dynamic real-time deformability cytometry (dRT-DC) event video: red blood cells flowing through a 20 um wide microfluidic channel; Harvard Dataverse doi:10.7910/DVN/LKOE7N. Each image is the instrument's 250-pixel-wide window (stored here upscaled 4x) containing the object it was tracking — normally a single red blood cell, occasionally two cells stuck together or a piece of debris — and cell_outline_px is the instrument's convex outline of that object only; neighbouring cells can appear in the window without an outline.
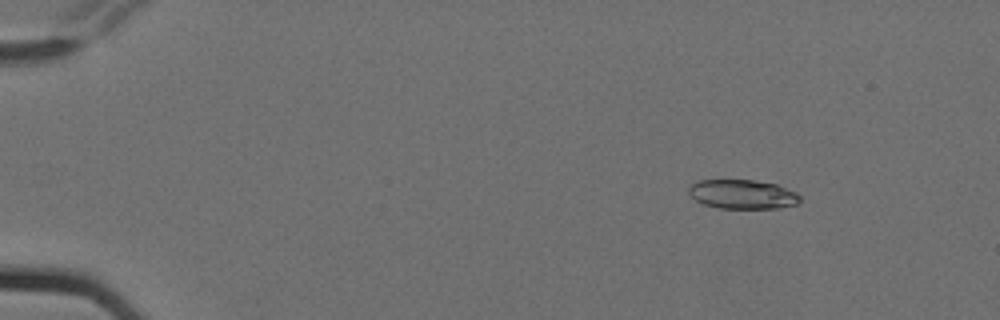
{"species": "Egyptian fruit bat (a non-hibernating species)", "species_latin": "Rousettus aegyptiacus", "temperature_condition": "cold", "stored_images_in_passage": 5, "camera_frame_rate_fps": 3000, "um_per_image_px": 0.085, "animal": {"sex": "female"}, "frame": {"image": 1, "passage_image": 3, "time_ms": 0.667, "image_size_px": [1000, 320], "cell_outline_px": [[800, 200], [796, 204], [780, 208], [720, 208], [704, 204], [696, 200], [688, 192], [688, 188], [692, 184], [700, 180], [752, 180], [776, 184], [796, 192], [800, 196]], "centroid_in_image_um": [63.12, 16.51], "position_along_channel_um": 21.9, "area_um2": 18.79}}
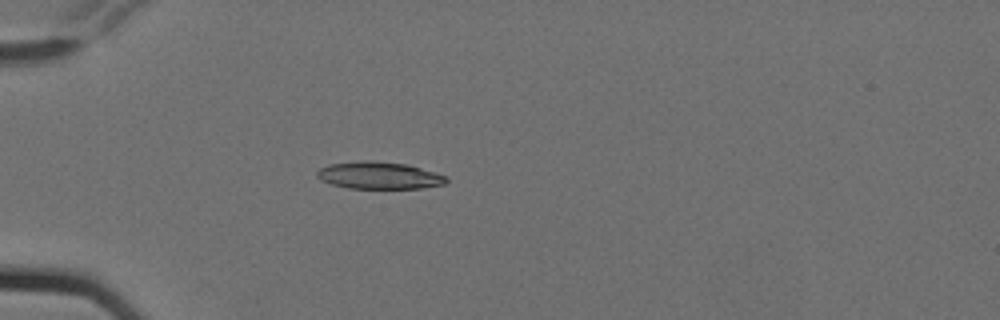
{"frame": {"image": 2, "passage_image": 5, "time_ms": 1.333, "image_size_px": [1000, 320], "cell_outline_px": [[448, 180], [444, 184], [420, 188], [348, 188], [332, 184], [320, 180], [316, 176], [316, 172], [320, 168], [328, 164], [364, 160], [372, 160], [408, 164], [448, 176]], "centroid_in_image_um": [32.21, 14.9], "position_along_channel_um": 52.8, "area_um2": 20.58}}